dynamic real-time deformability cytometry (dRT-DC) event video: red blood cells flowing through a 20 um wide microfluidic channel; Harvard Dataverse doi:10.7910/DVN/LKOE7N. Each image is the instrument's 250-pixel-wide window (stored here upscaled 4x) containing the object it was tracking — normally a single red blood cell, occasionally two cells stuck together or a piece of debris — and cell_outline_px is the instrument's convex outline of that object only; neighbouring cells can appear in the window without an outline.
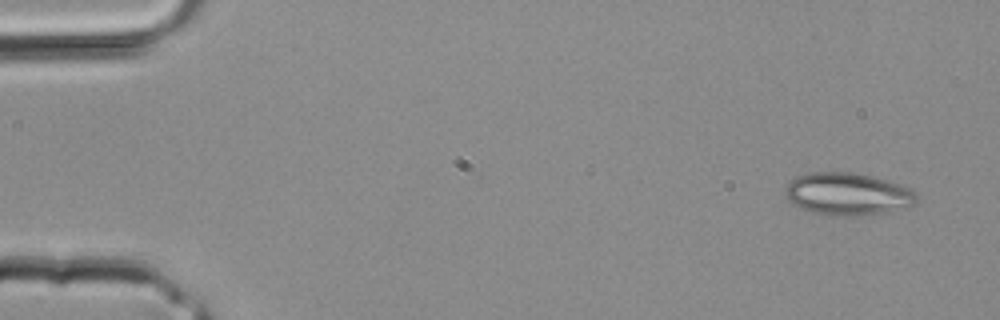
{"species": "common noctule bat (a hibernating species)", "species_latin": "Nyctalus noctula", "temperature_condition": "room temperature", "stored_images_in_passage": 4, "camera_frame_rate_fps": 3000, "um_per_image_px": 0.085, "animal": {"sex": "male", "body_mass_g": 20.4}, "frame": {"image": 1, "passage_image": 1, "time_ms": 0.0, "image_size_px": [1000, 320], "cell_outline_px": [[920, 196], [912, 204], [884, 212], [860, 216], [836, 216], [812, 212], [800, 208], [792, 204], [784, 196], [784, 188], [796, 176], [812, 172], [852, 172], [872, 176], [912, 188]], "centroid_in_image_um": [72.01, 16.48], "position_along_channel_um": 13.0, "area_um2": 32.54}}